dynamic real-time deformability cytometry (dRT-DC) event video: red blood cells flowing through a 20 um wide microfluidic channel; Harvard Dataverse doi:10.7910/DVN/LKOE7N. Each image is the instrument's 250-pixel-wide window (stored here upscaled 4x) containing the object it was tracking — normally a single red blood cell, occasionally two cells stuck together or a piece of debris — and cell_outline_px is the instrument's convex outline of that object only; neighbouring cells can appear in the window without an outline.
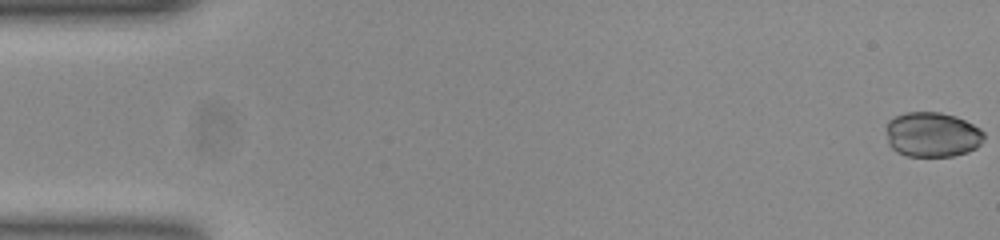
{"species": "common noctule bat (a hibernating species)", "species_latin": "Nyctalus noctula", "temperature_condition": "room temperature", "stored_images_in_passage": 15, "camera_frame_rate_fps": 3000, "um_per_image_px": 0.085, "animal": {"sex": "female", "body_mass_g": 23.0, "forearm_length_mm": 53.4}, "frame": {"image": 1, "passage_image": 1, "time_ms": 0.0, "image_size_px": [1000, 240], "cell_outline_px": [[984, 140], [976, 148], [968, 152], [952, 156], [908, 156], [896, 152], [888, 144], [884, 128], [888, 120], [904, 112], [940, 112], [956, 116], [980, 128], [984, 132]], "centroid_in_image_um": [79.21, 11.43], "position_along_channel_um": 5.8, "area_um2": 26.01}}